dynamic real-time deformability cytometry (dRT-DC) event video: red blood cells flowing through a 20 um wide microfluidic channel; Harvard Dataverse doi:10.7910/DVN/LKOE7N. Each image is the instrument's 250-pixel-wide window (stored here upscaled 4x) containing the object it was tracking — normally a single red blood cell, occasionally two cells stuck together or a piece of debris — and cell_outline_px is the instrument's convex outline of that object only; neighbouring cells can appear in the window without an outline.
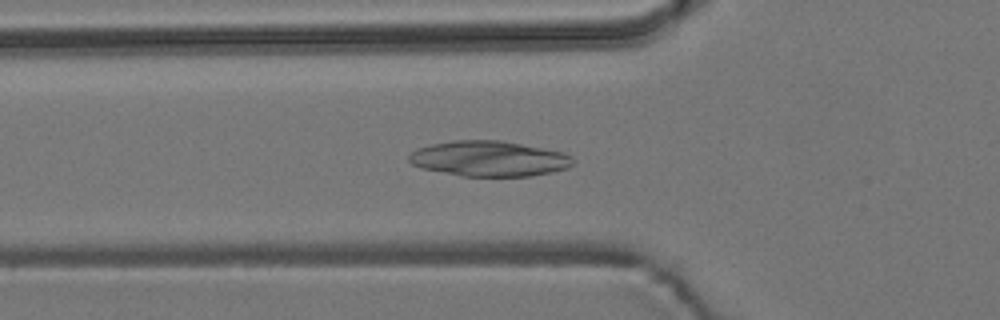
{"species": "common noctule bat (a hibernating species)", "species_latin": "Nyctalus noctula", "temperature_condition": "room temperature", "stored_images_in_passage": 53, "camera_frame_rate_fps": 3000, "um_per_image_px": 0.085, "animal": {"sex": "male", "body_mass_g": 19.2, "forearm_length_mm": 51.8}, "frame": {"image": 1, "passage_image": 18, "time_ms": 5.667, "image_size_px": [1000, 320], "cell_outline_px": [[576, 160], [568, 168], [552, 172], [532, 176], [460, 176], [420, 168], [412, 164], [408, 160], [408, 156], [416, 148], [432, 144], [452, 140], [500, 140], [564, 152], [572, 156]], "centroid_in_image_um": [41.57, 13.49], "position_along_channel_um": 84.2, "area_um2": 34.1}}
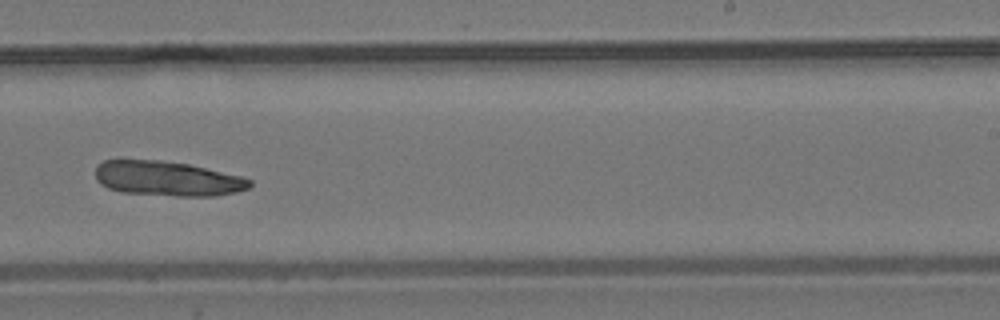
{"frame": {"image": 2, "passage_image": 33, "time_ms": 10.667, "image_size_px": [1000, 320], "cell_outline_px": [[252, 184], [248, 188], [236, 192], [216, 196], [176, 196], [120, 192], [108, 188], [100, 184], [96, 180], [96, 168], [104, 160], [160, 160], [188, 164], [240, 176], [252, 180]], "centroid_in_image_um": [14.22, 15.19], "position_along_channel_um": 274.8, "area_um2": 31.21}}
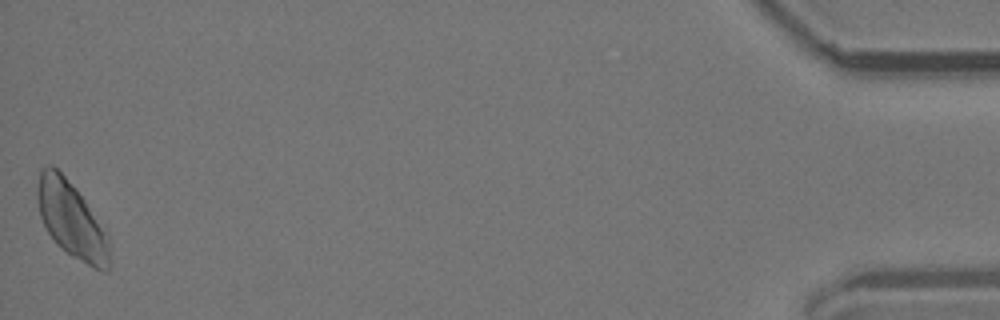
{"frame": {"image": 3, "passage_image": 53, "time_ms": 17.333, "image_size_px": [1000, 320], "cell_outline_px": [[108, 272], [104, 272], [92, 268], [72, 256], [56, 244], [48, 232], [40, 216], [36, 200], [36, 188], [40, 172], [48, 164], [52, 164], [76, 188], [84, 200], [108, 240]], "centroid_in_image_um": [6.0, 18.68], "position_along_channel_um": 429.2, "area_um2": 31.21}}